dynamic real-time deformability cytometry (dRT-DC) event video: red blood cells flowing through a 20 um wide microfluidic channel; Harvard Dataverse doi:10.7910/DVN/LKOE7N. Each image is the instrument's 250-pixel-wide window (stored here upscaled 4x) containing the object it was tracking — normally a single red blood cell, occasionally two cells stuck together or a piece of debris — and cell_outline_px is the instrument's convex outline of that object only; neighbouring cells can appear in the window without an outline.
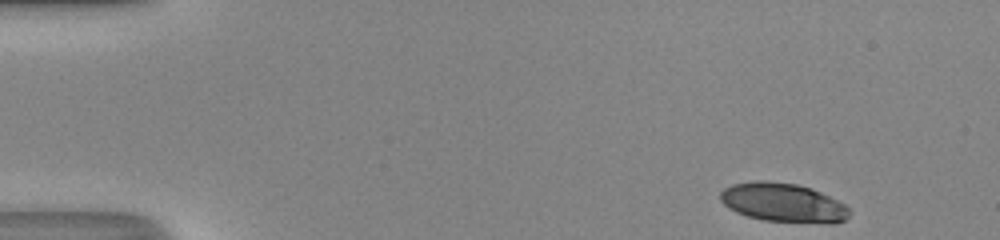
{"species": "human", "species_latin": "Homo sapiens", "temperature_condition": "room temperature", "stored_images_in_passage": 44, "camera_frame_rate_fps": 3000, "um_per_image_px": 0.085, "donor": {"sex": "male"}, "frame": {"image": 1, "passage_image": 1, "time_ms": 0.0, "image_size_px": [1000, 240], "cell_outline_px": [[852, 212], [844, 220], [832, 224], [828, 224], [764, 220], [748, 216], [736, 212], [728, 208], [720, 200], [720, 192], [724, 188], [732, 184], [756, 180], [764, 180], [796, 184], [812, 188], [844, 204]], "centroid_in_image_um": [66.56, 17.22], "position_along_channel_um": 18.4, "area_um2": 29.42}}
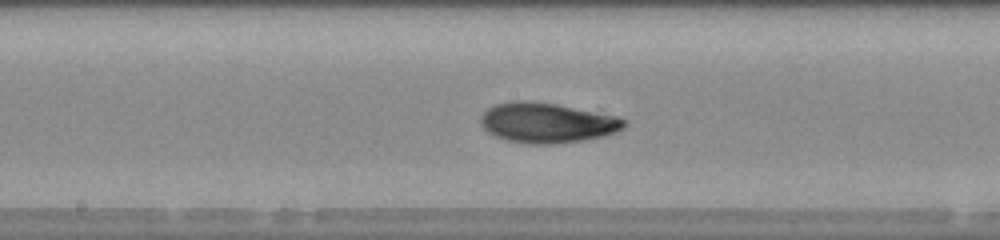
{"frame": {"image": 2, "passage_image": 22, "time_ms": 7.0, "image_size_px": [1000, 240], "cell_outline_px": [[628, 124], [624, 128], [616, 132], [604, 136], [584, 140], [552, 144], [528, 144], [508, 140], [496, 136], [488, 132], [480, 124], [480, 116], [488, 108], [496, 104], [516, 100], [524, 100], [556, 104], [616, 116], [628, 120]], "centroid_in_image_um": [46.52, 10.44], "position_along_channel_um": 201.7, "area_um2": 33.52}}
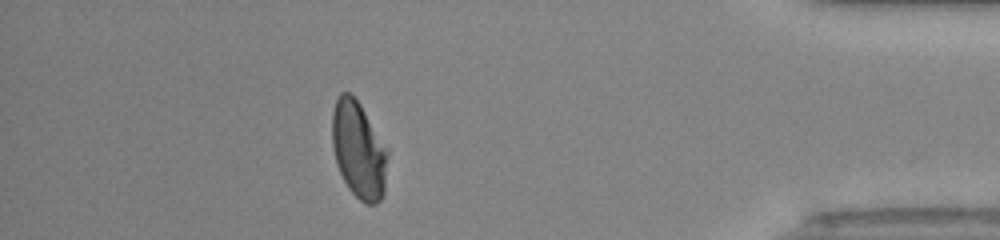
{"frame": {"image": 3, "passage_image": 39, "time_ms": 12.667, "image_size_px": [1000, 240], "cell_outline_px": [[388, 156], [384, 192], [380, 200], [376, 204], [364, 204], [348, 188], [336, 164], [332, 148], [332, 112], [336, 96], [340, 92], [348, 92], [360, 104], [388, 148]], "centroid_in_image_um": [30.48, 12.74], "position_along_channel_um": 404.7, "area_um2": 31.62}, "authors_computed_cell_mechanics": {"area_um2": 31.8767, "velocity_mm_per_s": 4.3313, "shape_relaxation_time_tau1_ms": 5.2397, "shape_relaxation_time_tau2_ms": 1.4252, "deformation_change_tau1": 0.1925, "deformation_change_tau2": 0.0595}}